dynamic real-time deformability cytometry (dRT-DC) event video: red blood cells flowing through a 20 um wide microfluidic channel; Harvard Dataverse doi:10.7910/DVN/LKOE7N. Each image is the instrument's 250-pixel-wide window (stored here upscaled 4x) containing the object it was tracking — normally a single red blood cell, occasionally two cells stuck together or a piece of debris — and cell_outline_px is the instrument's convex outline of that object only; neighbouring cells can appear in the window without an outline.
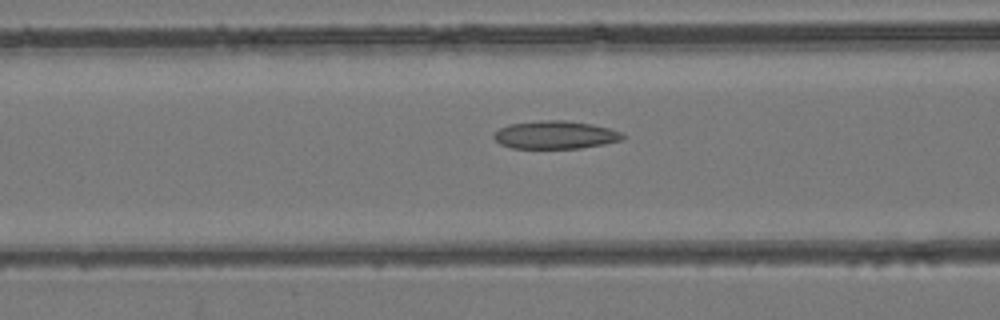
{"species": "common noctule bat (a hibernating species)", "species_latin": "Nyctalus noctula", "temperature_condition": "room temperature", "stored_images_in_passage": 37, "camera_frame_rate_fps": 3000, "um_per_image_px": 0.085, "animal": {"sex": "female", "body_mass_g": 24.6, "forearm_length_mm": 56.2}, "frame": {"image": 1, "passage_image": 15, "time_ms": 4.667, "image_size_px": [1000, 320], "cell_outline_px": [[624, 140], [604, 144], [580, 148], [512, 148], [500, 144], [492, 136], [500, 128], [508, 124], [544, 120], [564, 120], [592, 124], [608, 128], [620, 132], [624, 136]], "centroid_in_image_um": [47.2, 11.47], "position_along_channel_um": 119.4, "area_um2": 20.92}}
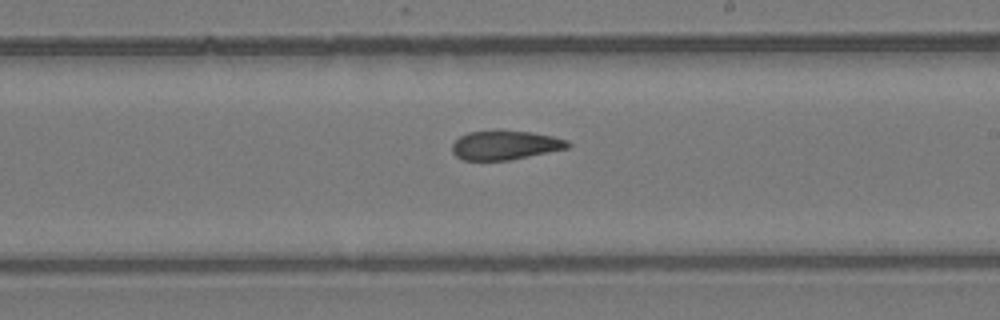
{"frame": {"image": 2, "passage_image": 24, "time_ms": 7.667, "image_size_px": [1000, 320], "cell_outline_px": [[572, 144], [568, 148], [508, 160], [464, 160], [456, 156], [452, 152], [452, 144], [460, 136], [468, 132], [532, 132], [552, 136], [568, 140]], "centroid_in_image_um": [42.95, 12.35], "position_along_channel_um": 246.1, "area_um2": 19.13}}
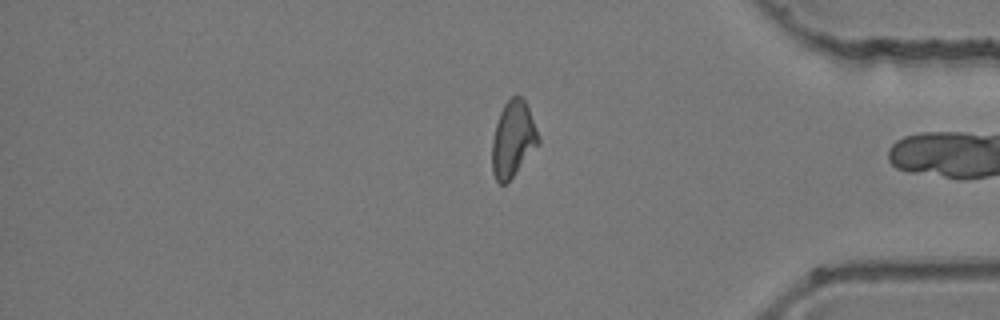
{"frame": {"image": 3, "passage_image": 36, "time_ms": 11.667, "image_size_px": [1000, 320], "cell_outline_px": [[540, 144], [512, 176], [504, 184], [500, 184], [496, 180], [492, 172], [492, 140], [496, 124], [500, 112], [504, 104], [512, 96], [524, 96], [536, 128], [540, 140]], "centroid_in_image_um": [43.61, 11.8], "position_along_channel_um": 391.6, "area_um2": 20.4}}